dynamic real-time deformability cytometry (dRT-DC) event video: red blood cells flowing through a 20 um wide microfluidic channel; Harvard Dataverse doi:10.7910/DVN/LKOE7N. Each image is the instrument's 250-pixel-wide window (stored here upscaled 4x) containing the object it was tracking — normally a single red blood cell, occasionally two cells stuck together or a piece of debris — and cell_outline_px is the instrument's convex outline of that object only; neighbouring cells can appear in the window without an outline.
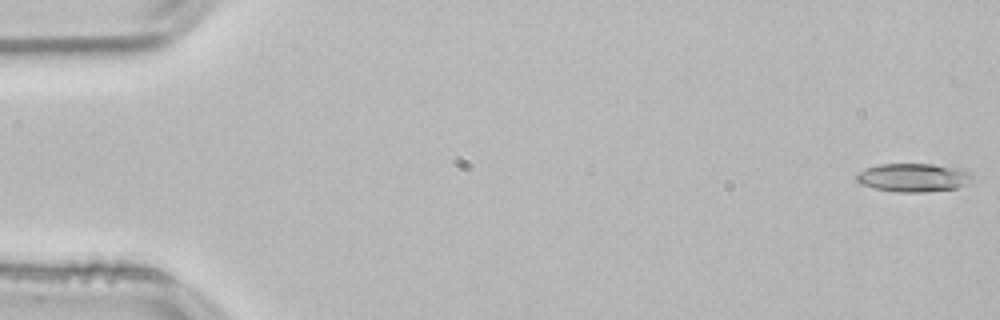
{"species": "common noctule bat (a hibernating species)", "species_latin": "Nyctalus noctula", "temperature_condition": "room temperature", "stored_images_in_passage": 9, "camera_frame_rate_fps": 3000, "um_per_image_px": 0.085, "animal": {"sex": "male", "body_mass_g": 21.5, "forearm_length_mm": 52.0}, "frame": {"image": 1, "passage_image": 1, "time_ms": 0.0, "image_size_px": [1000, 320], "cell_outline_px": [[972, 180], [956, 188], [924, 192], [896, 192], [876, 188], [860, 184], [856, 180], [856, 176], [860, 172], [868, 168], [880, 164], [932, 164], [964, 168], [972, 176]], "centroid_in_image_um": [77.66, 15.09], "position_along_channel_um": 7.3, "area_um2": 19.07}}